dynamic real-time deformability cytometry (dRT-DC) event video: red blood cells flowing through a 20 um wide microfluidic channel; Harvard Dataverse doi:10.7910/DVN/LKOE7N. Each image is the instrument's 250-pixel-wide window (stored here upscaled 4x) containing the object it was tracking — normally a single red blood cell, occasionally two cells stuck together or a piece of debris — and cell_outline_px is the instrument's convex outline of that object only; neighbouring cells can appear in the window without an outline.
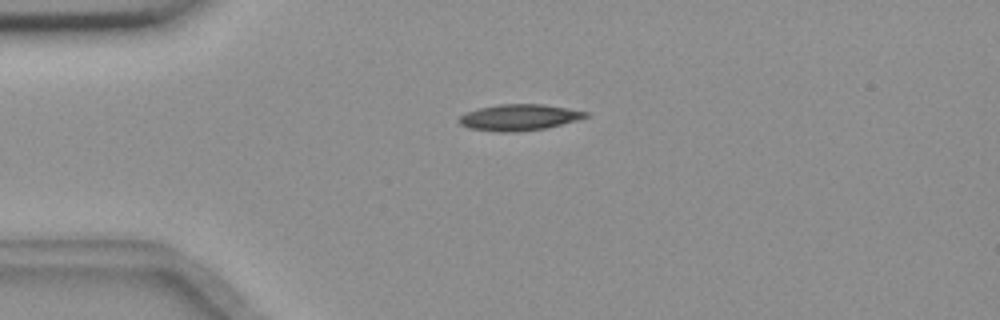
{"species": "common noctule bat (a hibernating species)", "species_latin": "Nyctalus noctula", "temperature_condition": "room temperature", "stored_images_in_passage": 44, "camera_frame_rate_fps": 3000, "um_per_image_px": 0.085, "animal": {"sex": "female", "body_mass_g": 18.4}, "frame": {"image": 1, "passage_image": 2, "time_ms": 0.333, "image_size_px": [1000, 320], "cell_outline_px": [[588, 116], [576, 120], [544, 128], [508, 132], [504, 132], [468, 128], [460, 124], [456, 120], [464, 112], [496, 104], [544, 104], [568, 108], [588, 112]], "centroid_in_image_um": [44.07, 9.96], "position_along_channel_um": 40.9, "area_um2": 19.13}}
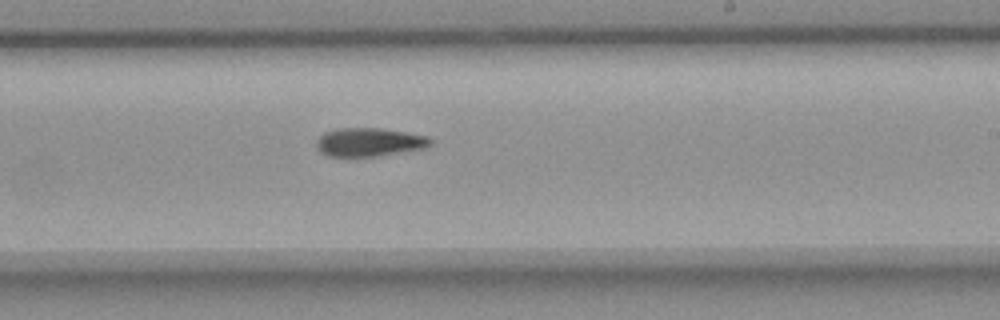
{"frame": {"image": 2, "passage_image": 22, "time_ms": 7.0, "image_size_px": [1000, 320], "cell_outline_px": [[432, 144], [424, 148], [376, 156], [328, 156], [316, 144], [316, 140], [324, 132], [336, 128], [380, 128], [428, 136], [432, 140]], "centroid_in_image_um": [31.4, 12.06], "position_along_channel_um": 257.6, "area_um2": 18.67}}
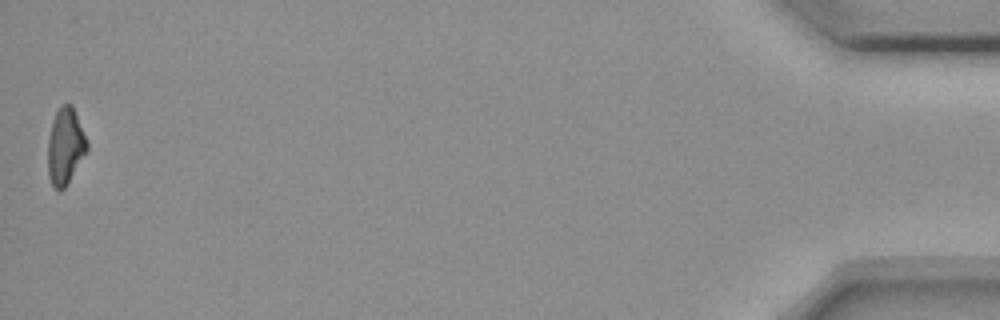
{"frame": {"image": 3, "passage_image": 44, "time_ms": 14.333, "image_size_px": [1000, 320], "cell_outline_px": [[88, 148], [64, 188], [56, 188], [52, 184], [48, 172], [48, 140], [52, 120], [60, 104], [72, 104], [88, 144]], "centroid_in_image_um": [5.53, 12.37], "position_along_channel_um": 429.7, "area_um2": 16.94}, "authors_computed_cell_mechanics": {"area_um2": 18.6983, "velocity_mm_per_s": 3.6499, "shape_relaxation_time_tau1_ms": 6.1842, "shape_relaxation_time_tau2_ms": null, "deformation_change_tau1": 0.1567, "deformation_change_tau2": null}}